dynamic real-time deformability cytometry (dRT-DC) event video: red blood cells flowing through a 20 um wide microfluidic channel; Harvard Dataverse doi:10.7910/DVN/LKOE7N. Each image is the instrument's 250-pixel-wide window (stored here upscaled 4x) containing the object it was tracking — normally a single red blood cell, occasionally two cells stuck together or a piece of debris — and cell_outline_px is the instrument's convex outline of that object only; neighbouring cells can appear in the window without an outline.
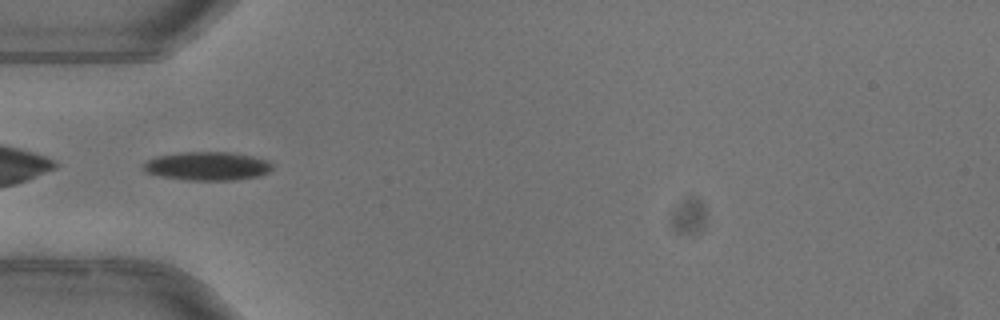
{"species": "common noctule bat (a hibernating species)", "species_latin": "Nyctalus noctula", "temperature_condition": "warm", "stored_images_in_passage": 8, "camera_frame_rate_fps": 3000, "um_per_image_px": 0.085, "animal": {"sex": "female"}, "frame": {"image": 1, "passage_image": 1, "time_ms": 0.0, "image_size_px": [1000, 320], "cell_outline_px": [[272, 168], [268, 172], [256, 176], [232, 180], [188, 180], [160, 176], [144, 172], [144, 164], [148, 160], [156, 156], [176, 152], [228, 152], [252, 156], [268, 160], [272, 164]], "centroid_in_image_um": [17.59, 14.11], "position_along_channel_um": 67.4, "area_um2": 21.39}}